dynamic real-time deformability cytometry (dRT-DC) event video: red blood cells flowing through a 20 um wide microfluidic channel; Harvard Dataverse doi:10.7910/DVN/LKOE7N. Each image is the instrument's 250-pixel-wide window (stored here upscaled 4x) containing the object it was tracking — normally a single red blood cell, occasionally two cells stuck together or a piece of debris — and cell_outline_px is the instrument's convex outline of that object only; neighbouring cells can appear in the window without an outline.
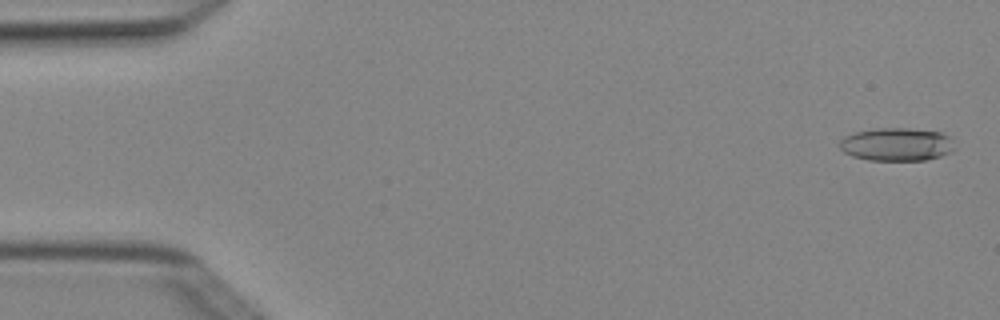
{"species": "Egyptian fruit bat (a non-hibernating species)", "species_latin": "Rousettus aegyptiacus", "temperature_condition": "cold", "stored_images_in_passage": 5, "camera_frame_rate_fps": 3000, "um_per_image_px": 0.085, "animal": {"sex": "female"}, "frame": {"image": 1, "passage_image": 1, "time_ms": 0.0, "image_size_px": [1000, 320], "cell_outline_px": [[956, 148], [940, 156], [924, 160], [868, 160], [852, 156], [844, 152], [840, 148], [840, 140], [844, 136], [856, 132], [876, 128], [908, 128], [940, 132], [948, 136]], "centroid_in_image_um": [76.19, 12.27], "position_along_channel_um": 8.8, "area_um2": 22.08}}
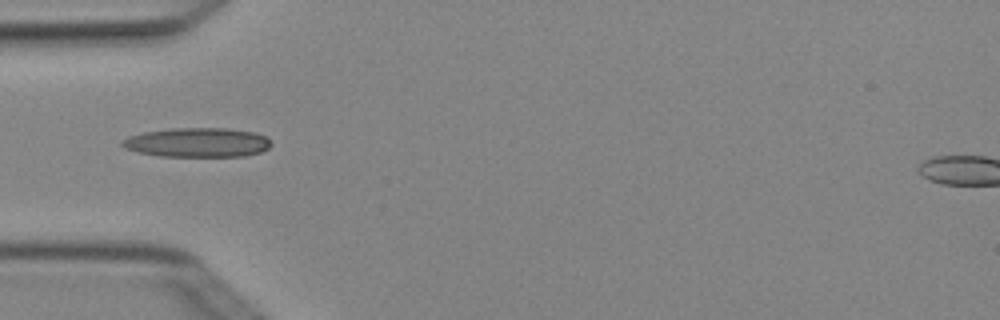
{"frame": {"image": 2, "passage_image": 4, "time_ms": 1.0, "image_size_px": [1000, 320], "cell_outline_px": [[272, 144], [268, 148], [260, 152], [244, 156], [160, 156], [136, 152], [124, 148], [120, 144], [120, 140], [128, 136], [144, 132], [172, 128], [228, 128], [256, 132], [264, 136]], "centroid_in_image_um": [16.74, 12.1], "position_along_channel_um": 68.3, "area_um2": 25.61}}
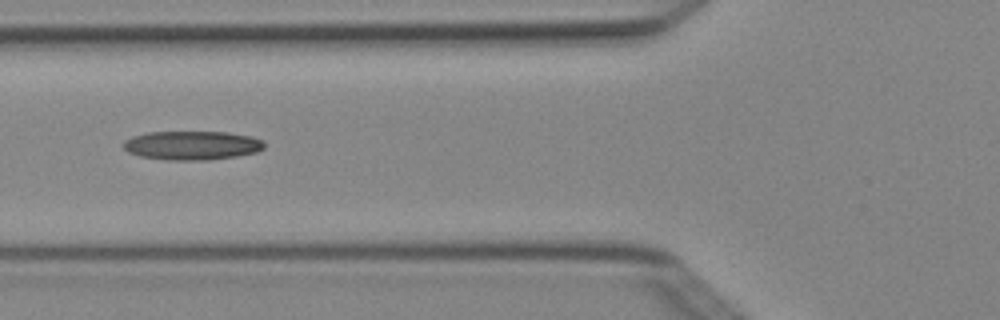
{"frame": {"image": 3, "passage_image": 5, "time_ms": 1.333, "image_size_px": [1000, 320], "cell_outline_px": [[264, 148], [256, 152], [236, 156], [208, 160], [164, 160], [140, 156], [128, 152], [120, 144], [124, 140], [132, 136], [148, 132], [228, 132], [252, 136], [264, 140]], "centroid_in_image_um": [16.3, 12.35], "position_along_channel_um": 109.5, "area_um2": 23.99}}